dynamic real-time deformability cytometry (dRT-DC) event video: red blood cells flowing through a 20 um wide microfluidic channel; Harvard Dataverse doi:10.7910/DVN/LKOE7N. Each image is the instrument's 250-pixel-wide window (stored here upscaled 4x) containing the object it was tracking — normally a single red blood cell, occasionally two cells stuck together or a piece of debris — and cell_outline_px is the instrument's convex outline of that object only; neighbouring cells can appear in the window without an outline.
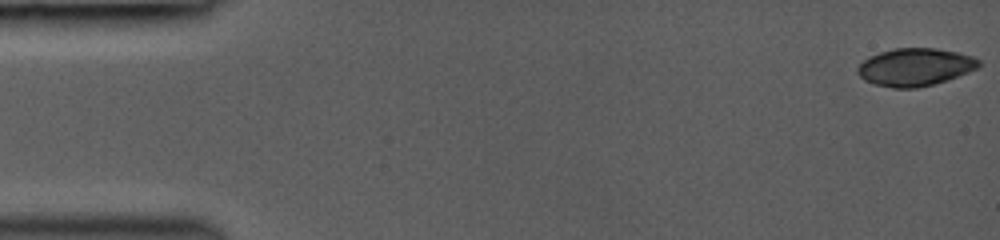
{"species": "common noctule bat (a hibernating species)", "species_latin": "Nyctalus noctula", "temperature_condition": "room temperature", "stored_images_in_passage": 18, "camera_frame_rate_fps": 3000, "um_per_image_px": 0.085, "animal": {"sex": "female", "body_mass_g": 19.0, "forearm_length_mm": 53.3}, "frame": {"image": 1, "passage_image": 1, "time_ms": 0.0, "image_size_px": [1000, 240], "cell_outline_px": [[980, 64], [976, 68], [968, 72], [932, 84], [916, 88], [892, 88], [876, 84], [864, 80], [856, 72], [856, 68], [868, 56], [880, 52], [896, 48], [936, 48], [956, 52], [972, 56], [980, 60]], "centroid_in_image_um": [77.74, 5.69], "position_along_channel_um": 7.3, "area_um2": 26.36}}
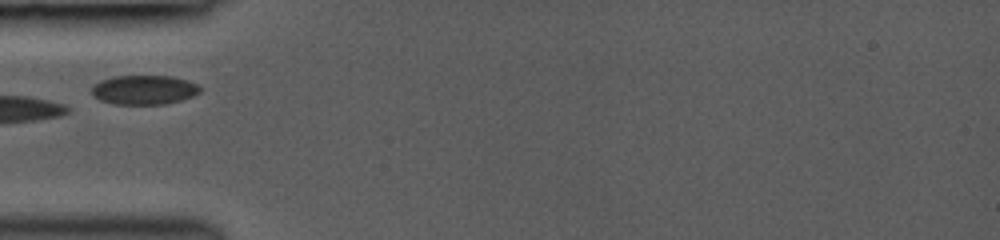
{"frame": {"image": 2, "passage_image": 15, "time_ms": 5.333, "image_size_px": [1000, 240], "cell_outline_px": [[200, 92], [192, 96], [180, 100], [164, 104], [112, 104], [100, 100], [92, 96], [92, 88], [100, 80], [112, 76], [172, 76], [188, 80], [196, 84], [200, 88]], "centroid_in_image_um": [12.22, 7.63], "position_along_channel_um": 72.8, "area_um2": 18.5}}